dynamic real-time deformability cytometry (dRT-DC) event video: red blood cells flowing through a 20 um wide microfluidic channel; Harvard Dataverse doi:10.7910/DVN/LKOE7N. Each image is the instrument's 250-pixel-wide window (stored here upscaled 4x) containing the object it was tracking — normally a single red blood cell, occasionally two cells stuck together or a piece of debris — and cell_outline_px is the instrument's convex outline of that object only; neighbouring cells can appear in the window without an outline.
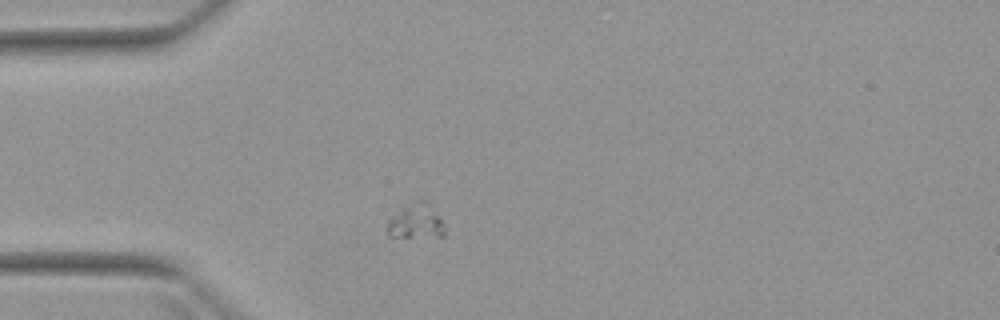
{"species": "Egyptian fruit bat (a non-hibernating species)", "species_latin": "Rousettus aegyptiacus", "temperature_condition": "warm", "stored_images_in_passage": 1, "camera_frame_rate_fps": 3000, "um_per_image_px": 0.085, "animal": {"sex": "female"}, "frame": {"image": 1, "passage_image": 1, "time_ms": 0.0, "image_size_px": [1000, 320], "cell_outline_px": [[444, 236], [388, 236], [384, 228], [388, 220], [400, 208], [420, 204], [440, 216], [444, 224]], "centroid_in_image_um": [35.27, 18.93], "position_along_channel_um": 49.7, "area_um2": 10.69}}